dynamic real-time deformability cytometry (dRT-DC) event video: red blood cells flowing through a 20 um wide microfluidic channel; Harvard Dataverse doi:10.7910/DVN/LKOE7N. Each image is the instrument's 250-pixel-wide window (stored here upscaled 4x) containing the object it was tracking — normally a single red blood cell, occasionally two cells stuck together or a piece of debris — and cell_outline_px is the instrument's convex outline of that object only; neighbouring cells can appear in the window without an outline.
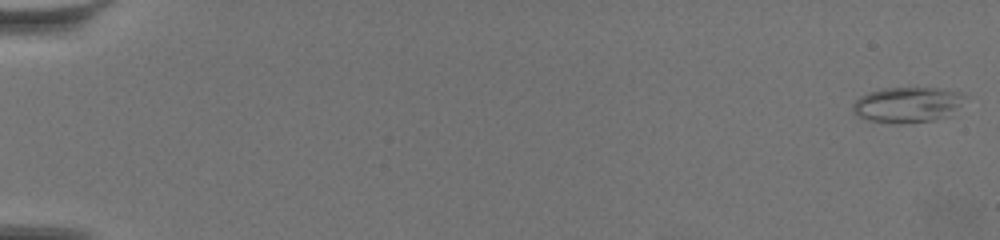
{"species": "common noctule bat (a hibernating species)", "species_latin": "Nyctalus noctula", "temperature_condition": "warm", "stored_images_in_passage": 62, "camera_frame_rate_fps": 3000, "um_per_image_px": 0.085, "animal": {"sex": "female", "body_mass_g": 19.5, "forearm_length_mm": 54.1}, "frame": {"image": 1, "passage_image": 1, "time_ms": 0.0, "image_size_px": [1000, 240], "cell_outline_px": [[968, 96], [944, 116], [932, 120], [892, 124], [888, 124], [868, 120], [856, 116], [852, 112], [852, 104], [860, 96], [868, 92], [884, 88], [940, 88], [960, 92]], "centroid_in_image_um": [77.02, 8.89], "position_along_channel_um": 8.0, "area_um2": 22.95}}
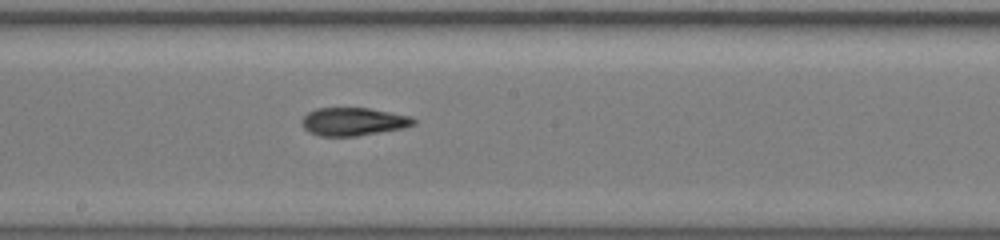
{"frame": {"image": 2, "passage_image": 36, "time_ms": 11.667, "image_size_px": [1000, 240], "cell_outline_px": [[416, 124], [404, 128], [356, 136], [320, 136], [308, 132], [304, 128], [300, 120], [308, 112], [316, 108], [368, 108], [412, 116], [416, 120]], "centroid_in_image_um": [30.03, 10.34], "position_along_channel_um": 218.2, "area_um2": 18.38}}
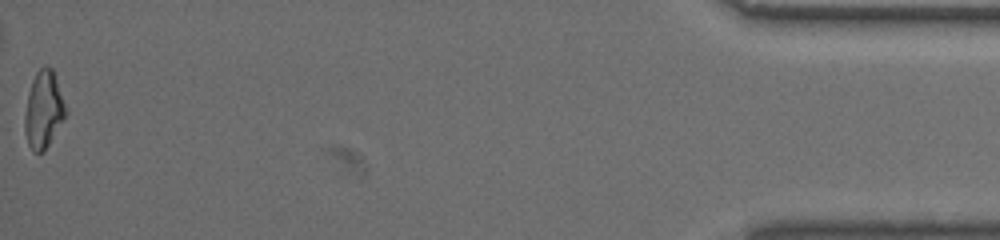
{"frame": {"image": 3, "passage_image": 62, "time_ms": 20.333, "image_size_px": [1000, 240], "cell_outline_px": [[68, 112], [44, 152], [32, 152], [28, 144], [24, 132], [24, 116], [28, 92], [32, 80], [36, 72], [44, 64], [52, 68]], "centroid_in_image_um": [3.69, 9.33], "position_along_channel_um": 431.5, "area_um2": 18.5}, "authors_computed_cell_mechanics": {"area_um2": 18.7561, "velocity_mm_per_s": 3.4742, "shape_relaxation_time_tau1_ms": 8.837, "shape_relaxation_time_tau2_ms": 2.9292, "deformation_change_tau1": 0.2445, "deformation_change_tau2": 0.1165}}